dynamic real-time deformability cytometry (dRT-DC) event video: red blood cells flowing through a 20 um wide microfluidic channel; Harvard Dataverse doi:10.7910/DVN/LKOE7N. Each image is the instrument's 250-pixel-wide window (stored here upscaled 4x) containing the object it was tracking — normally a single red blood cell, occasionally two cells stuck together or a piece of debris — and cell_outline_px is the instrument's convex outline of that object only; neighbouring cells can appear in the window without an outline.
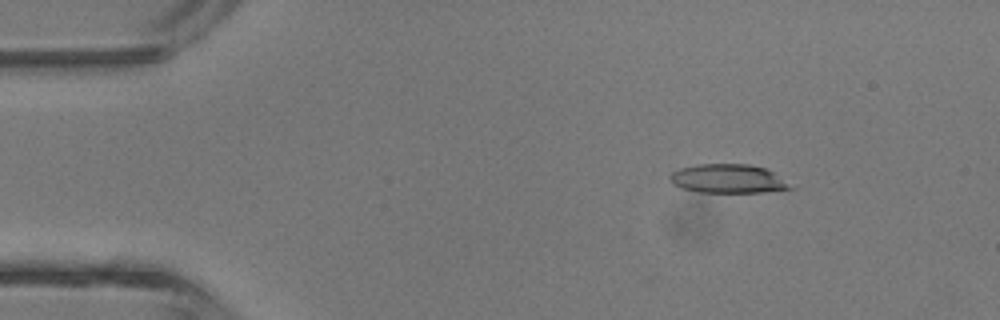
{"species": "common noctule bat (a hibernating species)", "species_latin": "Nyctalus noctula", "temperature_condition": "room temperature", "stored_images_in_passage": 3, "camera_frame_rate_fps": 3000, "um_per_image_px": 0.085, "animal": {"sex": "male", "body_mass_g": 13.3}, "frame": {"image": 1, "passage_image": 1, "time_ms": 0.0, "image_size_px": [1000, 320], "cell_outline_px": [[796, 188], [764, 192], [700, 192], [680, 188], [672, 184], [668, 176], [672, 172], [680, 168], [696, 164], [748, 164], [764, 168], [772, 172]], "centroid_in_image_um": [61.84, 15.19], "position_along_channel_um": 23.2, "area_um2": 20.23}}
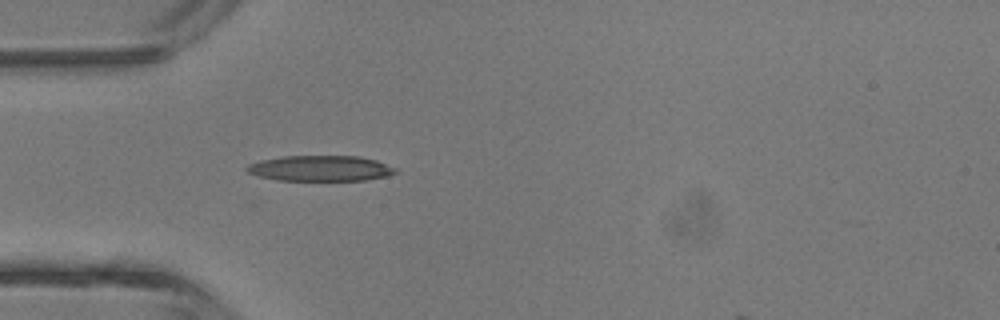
{"frame": {"image": 2, "passage_image": 3, "time_ms": 2.333, "image_size_px": [1000, 320], "cell_outline_px": [[396, 172], [388, 176], [364, 180], [276, 180], [260, 176], [248, 172], [244, 168], [248, 164], [260, 160], [280, 156], [360, 156], [376, 160], [396, 168]], "centroid_in_image_um": [27.22, 14.3], "position_along_channel_um": 57.8, "area_um2": 22.14}}